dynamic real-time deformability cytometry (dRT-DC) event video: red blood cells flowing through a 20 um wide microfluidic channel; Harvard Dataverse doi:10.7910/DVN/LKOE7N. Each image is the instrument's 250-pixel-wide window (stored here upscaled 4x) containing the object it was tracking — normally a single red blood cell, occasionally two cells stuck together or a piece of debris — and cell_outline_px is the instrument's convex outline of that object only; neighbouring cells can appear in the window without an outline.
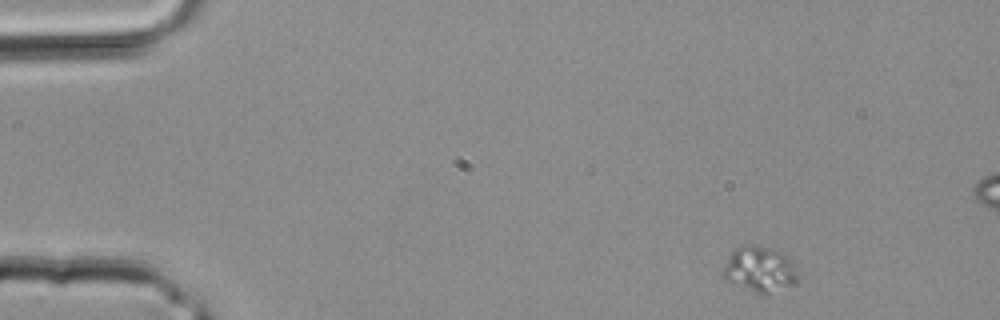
{"species": "common noctule bat (a hibernating species)", "species_latin": "Nyctalus noctula", "temperature_condition": "room temperature", "stored_images_in_passage": 6, "camera_frame_rate_fps": 3000, "um_per_image_px": 0.085, "animal": {"sex": "male", "body_mass_g": 20.4}, "frame": {"image": 1, "passage_image": 1, "time_ms": 0.0, "image_size_px": [1000, 320], "cell_outline_px": [[800, 276], [796, 284], [768, 292], [756, 292], [728, 280], [720, 276], [720, 272], [732, 248], [744, 244], [776, 248], [784, 252], [796, 264]], "centroid_in_image_um": [64.6, 22.82], "position_along_channel_um": 20.4, "area_um2": 20.23}}
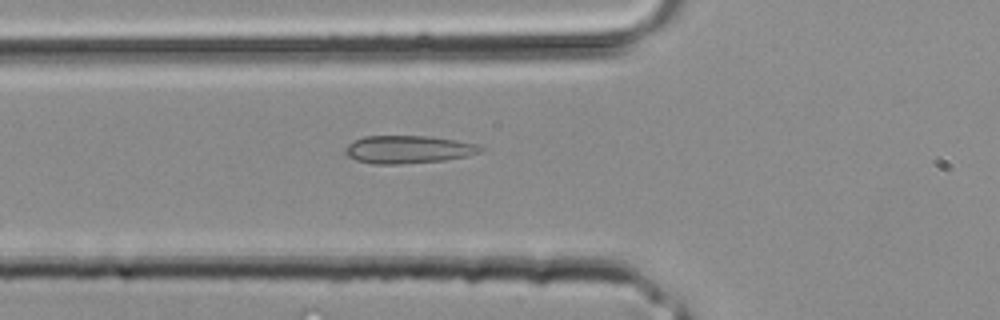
{"frame": {"image": 2, "passage_image": 5, "time_ms": 1.333, "image_size_px": [1000, 320], "cell_outline_px": [[484, 148], [480, 152], [464, 156], [444, 160], [400, 164], [372, 164], [356, 160], [348, 156], [344, 152], [344, 148], [348, 144], [364, 136], [428, 136], [456, 140], [476, 144]], "centroid_in_image_um": [34.66, 12.7], "position_along_channel_um": 91.1, "area_um2": 21.79}}